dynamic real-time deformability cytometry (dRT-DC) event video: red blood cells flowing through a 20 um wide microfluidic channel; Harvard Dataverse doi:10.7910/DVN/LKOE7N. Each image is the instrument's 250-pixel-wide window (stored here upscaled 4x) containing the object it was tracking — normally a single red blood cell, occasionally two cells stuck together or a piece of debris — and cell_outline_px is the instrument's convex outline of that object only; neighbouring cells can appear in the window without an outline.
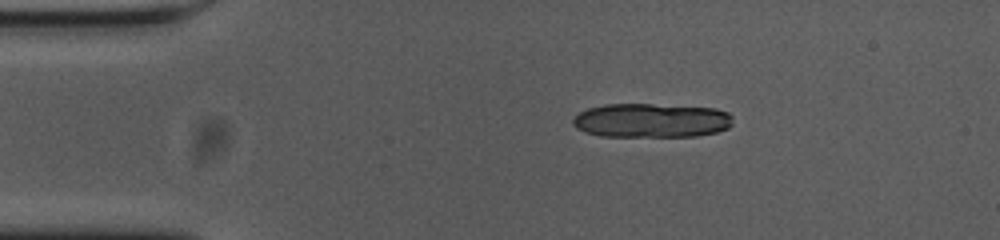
{"species": "common noctule bat (a hibernating species)", "species_latin": "Nyctalus noctula", "temperature_condition": "cold", "stored_images_in_passage": 47, "segment_of_instrument_passage": [1, 2], "camera_frame_rate_fps": 3000, "um_per_image_px": 0.085, "animal": {"sex": "female", "body_mass_g": 23.0, "forearm_length_mm": 53.4}, "frame": {"image": 1, "passage_image": 1, "time_ms": 0.0, "image_size_px": [1000, 240], "cell_outline_px": [[732, 124], [728, 128], [716, 132], [696, 136], [604, 136], [584, 132], [576, 128], [572, 124], [572, 120], [580, 112], [588, 108], [608, 104], [652, 104], [716, 108], [728, 112], [732, 116]], "centroid_in_image_um": [55.38, 10.23], "position_along_channel_um": 29.6, "area_um2": 31.91}}